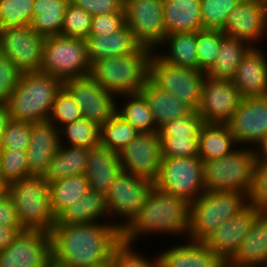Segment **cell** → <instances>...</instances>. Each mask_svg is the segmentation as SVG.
<instances>
[{
  "instance_id": "6da1fadb",
  "label": "cell",
  "mask_w": 267,
  "mask_h": 267,
  "mask_svg": "<svg viewBox=\"0 0 267 267\" xmlns=\"http://www.w3.org/2000/svg\"><path fill=\"white\" fill-rule=\"evenodd\" d=\"M51 260L55 267H88L112 257L122 240V231L113 223H56L49 233Z\"/></svg>"
},
{
  "instance_id": "7a4b0ae2",
  "label": "cell",
  "mask_w": 267,
  "mask_h": 267,
  "mask_svg": "<svg viewBox=\"0 0 267 267\" xmlns=\"http://www.w3.org/2000/svg\"><path fill=\"white\" fill-rule=\"evenodd\" d=\"M189 205L185 199L154 186L138 214L122 230V240L137 244V240L144 241L145 237L154 234L185 239L189 228Z\"/></svg>"
},
{
  "instance_id": "3957f363",
  "label": "cell",
  "mask_w": 267,
  "mask_h": 267,
  "mask_svg": "<svg viewBox=\"0 0 267 267\" xmlns=\"http://www.w3.org/2000/svg\"><path fill=\"white\" fill-rule=\"evenodd\" d=\"M153 53L139 46L124 56L97 59L91 63L89 76L116 97L140 93L149 79Z\"/></svg>"
},
{
  "instance_id": "277c9868",
  "label": "cell",
  "mask_w": 267,
  "mask_h": 267,
  "mask_svg": "<svg viewBox=\"0 0 267 267\" xmlns=\"http://www.w3.org/2000/svg\"><path fill=\"white\" fill-rule=\"evenodd\" d=\"M63 82L42 72L22 73L6 102L11 119L41 122L49 119L54 99Z\"/></svg>"
},
{
  "instance_id": "5b68a950",
  "label": "cell",
  "mask_w": 267,
  "mask_h": 267,
  "mask_svg": "<svg viewBox=\"0 0 267 267\" xmlns=\"http://www.w3.org/2000/svg\"><path fill=\"white\" fill-rule=\"evenodd\" d=\"M7 194L25 230L50 233L57 222L50 205L49 183L44 176H29L8 184Z\"/></svg>"
},
{
  "instance_id": "8992f818",
  "label": "cell",
  "mask_w": 267,
  "mask_h": 267,
  "mask_svg": "<svg viewBox=\"0 0 267 267\" xmlns=\"http://www.w3.org/2000/svg\"><path fill=\"white\" fill-rule=\"evenodd\" d=\"M256 156L254 148L238 146L222 158L203 161L205 191L237 192L249 196Z\"/></svg>"
},
{
  "instance_id": "52a82bcc",
  "label": "cell",
  "mask_w": 267,
  "mask_h": 267,
  "mask_svg": "<svg viewBox=\"0 0 267 267\" xmlns=\"http://www.w3.org/2000/svg\"><path fill=\"white\" fill-rule=\"evenodd\" d=\"M249 204L248 196L237 192H204L189 205L186 239L203 242L226 220Z\"/></svg>"
},
{
  "instance_id": "ba28073f",
  "label": "cell",
  "mask_w": 267,
  "mask_h": 267,
  "mask_svg": "<svg viewBox=\"0 0 267 267\" xmlns=\"http://www.w3.org/2000/svg\"><path fill=\"white\" fill-rule=\"evenodd\" d=\"M90 66L85 39L61 35L46 37L40 72L64 82L89 75Z\"/></svg>"
},
{
  "instance_id": "9c48e42d",
  "label": "cell",
  "mask_w": 267,
  "mask_h": 267,
  "mask_svg": "<svg viewBox=\"0 0 267 267\" xmlns=\"http://www.w3.org/2000/svg\"><path fill=\"white\" fill-rule=\"evenodd\" d=\"M206 73L199 69L172 65L164 61L155 51L150 60L149 79L160 89L194 110L200 106Z\"/></svg>"
},
{
  "instance_id": "30bf717a",
  "label": "cell",
  "mask_w": 267,
  "mask_h": 267,
  "mask_svg": "<svg viewBox=\"0 0 267 267\" xmlns=\"http://www.w3.org/2000/svg\"><path fill=\"white\" fill-rule=\"evenodd\" d=\"M203 176V161L199 156L162 158L154 186L190 204L205 192Z\"/></svg>"
},
{
  "instance_id": "8fae6325",
  "label": "cell",
  "mask_w": 267,
  "mask_h": 267,
  "mask_svg": "<svg viewBox=\"0 0 267 267\" xmlns=\"http://www.w3.org/2000/svg\"><path fill=\"white\" fill-rule=\"evenodd\" d=\"M153 187L154 183L145 178L124 171L119 173L106 194V205L113 224L122 231L143 207Z\"/></svg>"
},
{
  "instance_id": "7c38bea8",
  "label": "cell",
  "mask_w": 267,
  "mask_h": 267,
  "mask_svg": "<svg viewBox=\"0 0 267 267\" xmlns=\"http://www.w3.org/2000/svg\"><path fill=\"white\" fill-rule=\"evenodd\" d=\"M126 26L140 46L155 51L167 36L163 0H124Z\"/></svg>"
},
{
  "instance_id": "4fadbf2b",
  "label": "cell",
  "mask_w": 267,
  "mask_h": 267,
  "mask_svg": "<svg viewBox=\"0 0 267 267\" xmlns=\"http://www.w3.org/2000/svg\"><path fill=\"white\" fill-rule=\"evenodd\" d=\"M45 40L31 25L0 29V53L21 73L40 72Z\"/></svg>"
},
{
  "instance_id": "5bb4252c",
  "label": "cell",
  "mask_w": 267,
  "mask_h": 267,
  "mask_svg": "<svg viewBox=\"0 0 267 267\" xmlns=\"http://www.w3.org/2000/svg\"><path fill=\"white\" fill-rule=\"evenodd\" d=\"M63 87L80 107L82 118L101 126L116 113L117 97L89 75L64 81Z\"/></svg>"
},
{
  "instance_id": "9a60e30c",
  "label": "cell",
  "mask_w": 267,
  "mask_h": 267,
  "mask_svg": "<svg viewBox=\"0 0 267 267\" xmlns=\"http://www.w3.org/2000/svg\"><path fill=\"white\" fill-rule=\"evenodd\" d=\"M119 159L124 172L154 183L162 160L159 132H140L119 152Z\"/></svg>"
},
{
  "instance_id": "2e32d148",
  "label": "cell",
  "mask_w": 267,
  "mask_h": 267,
  "mask_svg": "<svg viewBox=\"0 0 267 267\" xmlns=\"http://www.w3.org/2000/svg\"><path fill=\"white\" fill-rule=\"evenodd\" d=\"M51 239L40 230H24L0 252V267H50Z\"/></svg>"
},
{
  "instance_id": "e0dca14e",
  "label": "cell",
  "mask_w": 267,
  "mask_h": 267,
  "mask_svg": "<svg viewBox=\"0 0 267 267\" xmlns=\"http://www.w3.org/2000/svg\"><path fill=\"white\" fill-rule=\"evenodd\" d=\"M241 100L239 89L231 80L206 76L197 112L204 124H228Z\"/></svg>"
},
{
  "instance_id": "ac0fdd59",
  "label": "cell",
  "mask_w": 267,
  "mask_h": 267,
  "mask_svg": "<svg viewBox=\"0 0 267 267\" xmlns=\"http://www.w3.org/2000/svg\"><path fill=\"white\" fill-rule=\"evenodd\" d=\"M228 126L237 146L256 149L267 135V96L242 98Z\"/></svg>"
},
{
  "instance_id": "d6986e66",
  "label": "cell",
  "mask_w": 267,
  "mask_h": 267,
  "mask_svg": "<svg viewBox=\"0 0 267 267\" xmlns=\"http://www.w3.org/2000/svg\"><path fill=\"white\" fill-rule=\"evenodd\" d=\"M221 31L244 40L251 47L263 46L262 42L267 41V17L262 0H240Z\"/></svg>"
},
{
  "instance_id": "ffe728a7",
  "label": "cell",
  "mask_w": 267,
  "mask_h": 267,
  "mask_svg": "<svg viewBox=\"0 0 267 267\" xmlns=\"http://www.w3.org/2000/svg\"><path fill=\"white\" fill-rule=\"evenodd\" d=\"M260 213L256 206L249 203L237 215L221 224L203 243L228 263L238 252L241 242Z\"/></svg>"
},
{
  "instance_id": "44dd1931",
  "label": "cell",
  "mask_w": 267,
  "mask_h": 267,
  "mask_svg": "<svg viewBox=\"0 0 267 267\" xmlns=\"http://www.w3.org/2000/svg\"><path fill=\"white\" fill-rule=\"evenodd\" d=\"M231 81L242 98L267 96V52L263 47H251L236 67Z\"/></svg>"
},
{
  "instance_id": "7402d4cb",
  "label": "cell",
  "mask_w": 267,
  "mask_h": 267,
  "mask_svg": "<svg viewBox=\"0 0 267 267\" xmlns=\"http://www.w3.org/2000/svg\"><path fill=\"white\" fill-rule=\"evenodd\" d=\"M60 147L59 129L49 120L31 123L27 148L29 176H44Z\"/></svg>"
},
{
  "instance_id": "603a6c76",
  "label": "cell",
  "mask_w": 267,
  "mask_h": 267,
  "mask_svg": "<svg viewBox=\"0 0 267 267\" xmlns=\"http://www.w3.org/2000/svg\"><path fill=\"white\" fill-rule=\"evenodd\" d=\"M160 250V267H223L226 262L203 242L183 239Z\"/></svg>"
},
{
  "instance_id": "cb8c5ba5",
  "label": "cell",
  "mask_w": 267,
  "mask_h": 267,
  "mask_svg": "<svg viewBox=\"0 0 267 267\" xmlns=\"http://www.w3.org/2000/svg\"><path fill=\"white\" fill-rule=\"evenodd\" d=\"M122 171L119 153L101 143L89 149L85 176L92 191L106 196L115 177Z\"/></svg>"
},
{
  "instance_id": "d4e9b609",
  "label": "cell",
  "mask_w": 267,
  "mask_h": 267,
  "mask_svg": "<svg viewBox=\"0 0 267 267\" xmlns=\"http://www.w3.org/2000/svg\"><path fill=\"white\" fill-rule=\"evenodd\" d=\"M267 260V212H261L241 242L235 256L228 262L232 267H262Z\"/></svg>"
},
{
  "instance_id": "484cf974",
  "label": "cell",
  "mask_w": 267,
  "mask_h": 267,
  "mask_svg": "<svg viewBox=\"0 0 267 267\" xmlns=\"http://www.w3.org/2000/svg\"><path fill=\"white\" fill-rule=\"evenodd\" d=\"M140 93L147 100L158 129L166 122L185 117L194 111L187 103L160 89L150 79L145 82Z\"/></svg>"
},
{
  "instance_id": "4316f807",
  "label": "cell",
  "mask_w": 267,
  "mask_h": 267,
  "mask_svg": "<svg viewBox=\"0 0 267 267\" xmlns=\"http://www.w3.org/2000/svg\"><path fill=\"white\" fill-rule=\"evenodd\" d=\"M200 0H163L167 35L203 29Z\"/></svg>"
},
{
  "instance_id": "83f0119b",
  "label": "cell",
  "mask_w": 267,
  "mask_h": 267,
  "mask_svg": "<svg viewBox=\"0 0 267 267\" xmlns=\"http://www.w3.org/2000/svg\"><path fill=\"white\" fill-rule=\"evenodd\" d=\"M56 223L89 224L113 222L111 221L107 209L106 196L90 189L86 194L68 207L57 218Z\"/></svg>"
},
{
  "instance_id": "f1b7e54d",
  "label": "cell",
  "mask_w": 267,
  "mask_h": 267,
  "mask_svg": "<svg viewBox=\"0 0 267 267\" xmlns=\"http://www.w3.org/2000/svg\"><path fill=\"white\" fill-rule=\"evenodd\" d=\"M90 62L107 57H120L133 53L140 45L126 24L112 34L89 35L86 39Z\"/></svg>"
},
{
  "instance_id": "f546056e",
  "label": "cell",
  "mask_w": 267,
  "mask_h": 267,
  "mask_svg": "<svg viewBox=\"0 0 267 267\" xmlns=\"http://www.w3.org/2000/svg\"><path fill=\"white\" fill-rule=\"evenodd\" d=\"M197 32L167 35L155 52L166 62L181 67L198 69Z\"/></svg>"
},
{
  "instance_id": "4dcf8cb0",
  "label": "cell",
  "mask_w": 267,
  "mask_h": 267,
  "mask_svg": "<svg viewBox=\"0 0 267 267\" xmlns=\"http://www.w3.org/2000/svg\"><path fill=\"white\" fill-rule=\"evenodd\" d=\"M228 124H203L198 135V156L202 161L222 158L237 148Z\"/></svg>"
},
{
  "instance_id": "1f68e13d",
  "label": "cell",
  "mask_w": 267,
  "mask_h": 267,
  "mask_svg": "<svg viewBox=\"0 0 267 267\" xmlns=\"http://www.w3.org/2000/svg\"><path fill=\"white\" fill-rule=\"evenodd\" d=\"M88 154L89 149L85 147L60 145L44 179L47 183H52L72 175L85 174Z\"/></svg>"
},
{
  "instance_id": "d6a6232c",
  "label": "cell",
  "mask_w": 267,
  "mask_h": 267,
  "mask_svg": "<svg viewBox=\"0 0 267 267\" xmlns=\"http://www.w3.org/2000/svg\"><path fill=\"white\" fill-rule=\"evenodd\" d=\"M250 48L244 40L224 34L219 53L206 76L211 79L231 80L236 67Z\"/></svg>"
},
{
  "instance_id": "836d02e7",
  "label": "cell",
  "mask_w": 267,
  "mask_h": 267,
  "mask_svg": "<svg viewBox=\"0 0 267 267\" xmlns=\"http://www.w3.org/2000/svg\"><path fill=\"white\" fill-rule=\"evenodd\" d=\"M50 205L53 214L58 218L76 200L90 190L85 174L72 175L49 183Z\"/></svg>"
},
{
  "instance_id": "e575fe53",
  "label": "cell",
  "mask_w": 267,
  "mask_h": 267,
  "mask_svg": "<svg viewBox=\"0 0 267 267\" xmlns=\"http://www.w3.org/2000/svg\"><path fill=\"white\" fill-rule=\"evenodd\" d=\"M69 0H35L32 29L43 36L60 35Z\"/></svg>"
},
{
  "instance_id": "d590c367",
  "label": "cell",
  "mask_w": 267,
  "mask_h": 267,
  "mask_svg": "<svg viewBox=\"0 0 267 267\" xmlns=\"http://www.w3.org/2000/svg\"><path fill=\"white\" fill-rule=\"evenodd\" d=\"M117 100L116 113L127 123L143 133L159 131L148 102L141 93L121 95L117 97Z\"/></svg>"
},
{
  "instance_id": "8d00e7d4",
  "label": "cell",
  "mask_w": 267,
  "mask_h": 267,
  "mask_svg": "<svg viewBox=\"0 0 267 267\" xmlns=\"http://www.w3.org/2000/svg\"><path fill=\"white\" fill-rule=\"evenodd\" d=\"M100 129L101 126L85 118L73 121L59 129L60 145L90 149L100 144Z\"/></svg>"
},
{
  "instance_id": "74e56055",
  "label": "cell",
  "mask_w": 267,
  "mask_h": 267,
  "mask_svg": "<svg viewBox=\"0 0 267 267\" xmlns=\"http://www.w3.org/2000/svg\"><path fill=\"white\" fill-rule=\"evenodd\" d=\"M133 125L127 123L118 113L101 125L100 143L113 152H121L138 134Z\"/></svg>"
},
{
  "instance_id": "f35d334b",
  "label": "cell",
  "mask_w": 267,
  "mask_h": 267,
  "mask_svg": "<svg viewBox=\"0 0 267 267\" xmlns=\"http://www.w3.org/2000/svg\"><path fill=\"white\" fill-rule=\"evenodd\" d=\"M35 0H0V29L31 25Z\"/></svg>"
},
{
  "instance_id": "ab89813d",
  "label": "cell",
  "mask_w": 267,
  "mask_h": 267,
  "mask_svg": "<svg viewBox=\"0 0 267 267\" xmlns=\"http://www.w3.org/2000/svg\"><path fill=\"white\" fill-rule=\"evenodd\" d=\"M224 33L219 29H202L197 32L198 69L205 73L214 64Z\"/></svg>"
},
{
  "instance_id": "60d3db41",
  "label": "cell",
  "mask_w": 267,
  "mask_h": 267,
  "mask_svg": "<svg viewBox=\"0 0 267 267\" xmlns=\"http://www.w3.org/2000/svg\"><path fill=\"white\" fill-rule=\"evenodd\" d=\"M138 251L135 244L121 240L114 248L112 261L115 267H160L158 254L151 258ZM154 255H157L154 257Z\"/></svg>"
},
{
  "instance_id": "b9f144b4",
  "label": "cell",
  "mask_w": 267,
  "mask_h": 267,
  "mask_svg": "<svg viewBox=\"0 0 267 267\" xmlns=\"http://www.w3.org/2000/svg\"><path fill=\"white\" fill-rule=\"evenodd\" d=\"M2 180L11 182L29 177L27 150L0 149Z\"/></svg>"
},
{
  "instance_id": "7bdbcfd3",
  "label": "cell",
  "mask_w": 267,
  "mask_h": 267,
  "mask_svg": "<svg viewBox=\"0 0 267 267\" xmlns=\"http://www.w3.org/2000/svg\"><path fill=\"white\" fill-rule=\"evenodd\" d=\"M203 29L221 30L240 0H200Z\"/></svg>"
},
{
  "instance_id": "ee69618b",
  "label": "cell",
  "mask_w": 267,
  "mask_h": 267,
  "mask_svg": "<svg viewBox=\"0 0 267 267\" xmlns=\"http://www.w3.org/2000/svg\"><path fill=\"white\" fill-rule=\"evenodd\" d=\"M92 15L68 3L61 28V36L86 39L90 34Z\"/></svg>"
},
{
  "instance_id": "f6af8a7d",
  "label": "cell",
  "mask_w": 267,
  "mask_h": 267,
  "mask_svg": "<svg viewBox=\"0 0 267 267\" xmlns=\"http://www.w3.org/2000/svg\"><path fill=\"white\" fill-rule=\"evenodd\" d=\"M81 118L82 112L80 107L69 92L62 87L54 99L48 120L60 129L62 126Z\"/></svg>"
},
{
  "instance_id": "bcb514c9",
  "label": "cell",
  "mask_w": 267,
  "mask_h": 267,
  "mask_svg": "<svg viewBox=\"0 0 267 267\" xmlns=\"http://www.w3.org/2000/svg\"><path fill=\"white\" fill-rule=\"evenodd\" d=\"M162 158L198 156V136H160Z\"/></svg>"
},
{
  "instance_id": "7dc6e473",
  "label": "cell",
  "mask_w": 267,
  "mask_h": 267,
  "mask_svg": "<svg viewBox=\"0 0 267 267\" xmlns=\"http://www.w3.org/2000/svg\"><path fill=\"white\" fill-rule=\"evenodd\" d=\"M248 201L261 212H267V158L256 156Z\"/></svg>"
},
{
  "instance_id": "c3c4849f",
  "label": "cell",
  "mask_w": 267,
  "mask_h": 267,
  "mask_svg": "<svg viewBox=\"0 0 267 267\" xmlns=\"http://www.w3.org/2000/svg\"><path fill=\"white\" fill-rule=\"evenodd\" d=\"M31 138V123L11 119L2 135L0 149L27 150Z\"/></svg>"
},
{
  "instance_id": "681fc988",
  "label": "cell",
  "mask_w": 267,
  "mask_h": 267,
  "mask_svg": "<svg viewBox=\"0 0 267 267\" xmlns=\"http://www.w3.org/2000/svg\"><path fill=\"white\" fill-rule=\"evenodd\" d=\"M203 121L197 110L190 115L166 122L159 128L160 136H198Z\"/></svg>"
},
{
  "instance_id": "f907efd6",
  "label": "cell",
  "mask_w": 267,
  "mask_h": 267,
  "mask_svg": "<svg viewBox=\"0 0 267 267\" xmlns=\"http://www.w3.org/2000/svg\"><path fill=\"white\" fill-rule=\"evenodd\" d=\"M22 73L16 68L12 61L0 53V103H6Z\"/></svg>"
},
{
  "instance_id": "816d5d0a",
  "label": "cell",
  "mask_w": 267,
  "mask_h": 267,
  "mask_svg": "<svg viewBox=\"0 0 267 267\" xmlns=\"http://www.w3.org/2000/svg\"><path fill=\"white\" fill-rule=\"evenodd\" d=\"M125 24L124 9L118 13L94 15L89 35L112 34L120 30Z\"/></svg>"
},
{
  "instance_id": "f5cc1de1",
  "label": "cell",
  "mask_w": 267,
  "mask_h": 267,
  "mask_svg": "<svg viewBox=\"0 0 267 267\" xmlns=\"http://www.w3.org/2000/svg\"><path fill=\"white\" fill-rule=\"evenodd\" d=\"M92 16L118 13L124 9V0H69Z\"/></svg>"
},
{
  "instance_id": "db71d44e",
  "label": "cell",
  "mask_w": 267,
  "mask_h": 267,
  "mask_svg": "<svg viewBox=\"0 0 267 267\" xmlns=\"http://www.w3.org/2000/svg\"><path fill=\"white\" fill-rule=\"evenodd\" d=\"M0 225L6 227H22L15 206L8 194L0 198Z\"/></svg>"
},
{
  "instance_id": "11a10c76",
  "label": "cell",
  "mask_w": 267,
  "mask_h": 267,
  "mask_svg": "<svg viewBox=\"0 0 267 267\" xmlns=\"http://www.w3.org/2000/svg\"><path fill=\"white\" fill-rule=\"evenodd\" d=\"M23 227H6L0 225V252L5 250L24 231Z\"/></svg>"
},
{
  "instance_id": "9f6ffc18",
  "label": "cell",
  "mask_w": 267,
  "mask_h": 267,
  "mask_svg": "<svg viewBox=\"0 0 267 267\" xmlns=\"http://www.w3.org/2000/svg\"><path fill=\"white\" fill-rule=\"evenodd\" d=\"M10 120H11V116L9 114L7 104L0 103V141Z\"/></svg>"
},
{
  "instance_id": "6f0895ef",
  "label": "cell",
  "mask_w": 267,
  "mask_h": 267,
  "mask_svg": "<svg viewBox=\"0 0 267 267\" xmlns=\"http://www.w3.org/2000/svg\"><path fill=\"white\" fill-rule=\"evenodd\" d=\"M255 151L258 157L267 158V135L265 136L263 141L260 143V145L255 149Z\"/></svg>"
},
{
  "instance_id": "680465c9",
  "label": "cell",
  "mask_w": 267,
  "mask_h": 267,
  "mask_svg": "<svg viewBox=\"0 0 267 267\" xmlns=\"http://www.w3.org/2000/svg\"><path fill=\"white\" fill-rule=\"evenodd\" d=\"M88 267H115L113 265V261H112V257L109 258L108 260L102 262V263H99V264H96V265H92V266H88Z\"/></svg>"
},
{
  "instance_id": "91938a15",
  "label": "cell",
  "mask_w": 267,
  "mask_h": 267,
  "mask_svg": "<svg viewBox=\"0 0 267 267\" xmlns=\"http://www.w3.org/2000/svg\"><path fill=\"white\" fill-rule=\"evenodd\" d=\"M8 185L0 179V198L4 197L7 194Z\"/></svg>"
},
{
  "instance_id": "94428289",
  "label": "cell",
  "mask_w": 267,
  "mask_h": 267,
  "mask_svg": "<svg viewBox=\"0 0 267 267\" xmlns=\"http://www.w3.org/2000/svg\"><path fill=\"white\" fill-rule=\"evenodd\" d=\"M262 3H263L264 11L267 17V0H262Z\"/></svg>"
},
{
  "instance_id": "6125c7cd",
  "label": "cell",
  "mask_w": 267,
  "mask_h": 267,
  "mask_svg": "<svg viewBox=\"0 0 267 267\" xmlns=\"http://www.w3.org/2000/svg\"><path fill=\"white\" fill-rule=\"evenodd\" d=\"M0 179H2V174H1V162H0Z\"/></svg>"
},
{
  "instance_id": "be15d7a7",
  "label": "cell",
  "mask_w": 267,
  "mask_h": 267,
  "mask_svg": "<svg viewBox=\"0 0 267 267\" xmlns=\"http://www.w3.org/2000/svg\"><path fill=\"white\" fill-rule=\"evenodd\" d=\"M223 267H232L228 263H226Z\"/></svg>"
},
{
  "instance_id": "e7e4bbea",
  "label": "cell",
  "mask_w": 267,
  "mask_h": 267,
  "mask_svg": "<svg viewBox=\"0 0 267 267\" xmlns=\"http://www.w3.org/2000/svg\"><path fill=\"white\" fill-rule=\"evenodd\" d=\"M262 267H267V260L265 261V263Z\"/></svg>"
}]
</instances>
